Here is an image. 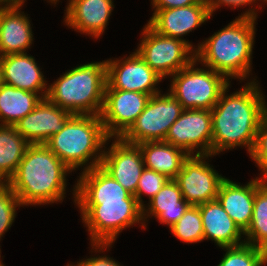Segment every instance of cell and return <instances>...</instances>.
I'll return each mask as SVG.
<instances>
[{
    "instance_id": "1",
    "label": "cell",
    "mask_w": 267,
    "mask_h": 266,
    "mask_svg": "<svg viewBox=\"0 0 267 266\" xmlns=\"http://www.w3.org/2000/svg\"><path fill=\"white\" fill-rule=\"evenodd\" d=\"M261 80L243 82L231 92V83L221 94L212 114V155L246 150L251 155L263 112L267 108V95ZM230 92V93H229Z\"/></svg>"
},
{
    "instance_id": "2",
    "label": "cell",
    "mask_w": 267,
    "mask_h": 266,
    "mask_svg": "<svg viewBox=\"0 0 267 266\" xmlns=\"http://www.w3.org/2000/svg\"><path fill=\"white\" fill-rule=\"evenodd\" d=\"M74 173L45 144H30L8 185L25 207L62 204L70 194L75 204L76 182L70 185ZM69 176V177H68ZM70 187L68 188V186Z\"/></svg>"
},
{
    "instance_id": "3",
    "label": "cell",
    "mask_w": 267,
    "mask_h": 266,
    "mask_svg": "<svg viewBox=\"0 0 267 266\" xmlns=\"http://www.w3.org/2000/svg\"><path fill=\"white\" fill-rule=\"evenodd\" d=\"M257 21L256 18L236 16L208 38L198 40L195 59L224 75L231 83L234 80L239 81V85L258 81V76L253 74L255 68L252 65Z\"/></svg>"
},
{
    "instance_id": "4",
    "label": "cell",
    "mask_w": 267,
    "mask_h": 266,
    "mask_svg": "<svg viewBox=\"0 0 267 266\" xmlns=\"http://www.w3.org/2000/svg\"><path fill=\"white\" fill-rule=\"evenodd\" d=\"M48 83L46 98L74 115H101L106 86V59L76 65Z\"/></svg>"
},
{
    "instance_id": "5",
    "label": "cell",
    "mask_w": 267,
    "mask_h": 266,
    "mask_svg": "<svg viewBox=\"0 0 267 266\" xmlns=\"http://www.w3.org/2000/svg\"><path fill=\"white\" fill-rule=\"evenodd\" d=\"M108 138L100 115L73 114L45 145L77 175L101 164Z\"/></svg>"
},
{
    "instance_id": "6",
    "label": "cell",
    "mask_w": 267,
    "mask_h": 266,
    "mask_svg": "<svg viewBox=\"0 0 267 266\" xmlns=\"http://www.w3.org/2000/svg\"><path fill=\"white\" fill-rule=\"evenodd\" d=\"M89 243H116L128 228L146 230L137 200L75 201ZM138 225V226H137Z\"/></svg>"
},
{
    "instance_id": "7",
    "label": "cell",
    "mask_w": 267,
    "mask_h": 266,
    "mask_svg": "<svg viewBox=\"0 0 267 266\" xmlns=\"http://www.w3.org/2000/svg\"><path fill=\"white\" fill-rule=\"evenodd\" d=\"M169 91L183 109L211 110L231 82L222 74L194 59L168 80ZM169 87V88H168Z\"/></svg>"
},
{
    "instance_id": "8",
    "label": "cell",
    "mask_w": 267,
    "mask_h": 266,
    "mask_svg": "<svg viewBox=\"0 0 267 266\" xmlns=\"http://www.w3.org/2000/svg\"><path fill=\"white\" fill-rule=\"evenodd\" d=\"M133 49L158 75L168 80L195 59V51L184 41L158 34L147 23Z\"/></svg>"
},
{
    "instance_id": "9",
    "label": "cell",
    "mask_w": 267,
    "mask_h": 266,
    "mask_svg": "<svg viewBox=\"0 0 267 266\" xmlns=\"http://www.w3.org/2000/svg\"><path fill=\"white\" fill-rule=\"evenodd\" d=\"M183 110L180 102L169 91L154 94L136 122L121 138L131 144L164 141Z\"/></svg>"
},
{
    "instance_id": "10",
    "label": "cell",
    "mask_w": 267,
    "mask_h": 266,
    "mask_svg": "<svg viewBox=\"0 0 267 266\" xmlns=\"http://www.w3.org/2000/svg\"><path fill=\"white\" fill-rule=\"evenodd\" d=\"M128 54L106 59L105 89L135 91L151 96L160 93L164 79L134 50Z\"/></svg>"
},
{
    "instance_id": "11",
    "label": "cell",
    "mask_w": 267,
    "mask_h": 266,
    "mask_svg": "<svg viewBox=\"0 0 267 266\" xmlns=\"http://www.w3.org/2000/svg\"><path fill=\"white\" fill-rule=\"evenodd\" d=\"M215 155H189L175 178L183 198L190 205H200L215 200L221 182L226 176L212 163ZM211 162V163H210Z\"/></svg>"
},
{
    "instance_id": "12",
    "label": "cell",
    "mask_w": 267,
    "mask_h": 266,
    "mask_svg": "<svg viewBox=\"0 0 267 266\" xmlns=\"http://www.w3.org/2000/svg\"><path fill=\"white\" fill-rule=\"evenodd\" d=\"M151 15L146 23L153 30L162 36L186 42L194 51L197 50L198 44L196 42L194 44L192 40L189 41L186 36H190V32L194 33L199 27L215 18L210 14L207 0H201L186 7L152 9Z\"/></svg>"
},
{
    "instance_id": "13",
    "label": "cell",
    "mask_w": 267,
    "mask_h": 266,
    "mask_svg": "<svg viewBox=\"0 0 267 266\" xmlns=\"http://www.w3.org/2000/svg\"><path fill=\"white\" fill-rule=\"evenodd\" d=\"M189 155L212 154V114L206 109H184L164 140Z\"/></svg>"
},
{
    "instance_id": "14",
    "label": "cell",
    "mask_w": 267,
    "mask_h": 266,
    "mask_svg": "<svg viewBox=\"0 0 267 266\" xmlns=\"http://www.w3.org/2000/svg\"><path fill=\"white\" fill-rule=\"evenodd\" d=\"M151 95L135 91L105 89L101 119L109 138H121L136 122Z\"/></svg>"
},
{
    "instance_id": "15",
    "label": "cell",
    "mask_w": 267,
    "mask_h": 266,
    "mask_svg": "<svg viewBox=\"0 0 267 266\" xmlns=\"http://www.w3.org/2000/svg\"><path fill=\"white\" fill-rule=\"evenodd\" d=\"M100 166L126 191L135 195L145 168L143 156L137 144L127 143L122 138H108Z\"/></svg>"
},
{
    "instance_id": "16",
    "label": "cell",
    "mask_w": 267,
    "mask_h": 266,
    "mask_svg": "<svg viewBox=\"0 0 267 266\" xmlns=\"http://www.w3.org/2000/svg\"><path fill=\"white\" fill-rule=\"evenodd\" d=\"M63 20L64 27L98 41L108 29L112 17L114 0H66ZM102 37V38H101Z\"/></svg>"
},
{
    "instance_id": "17",
    "label": "cell",
    "mask_w": 267,
    "mask_h": 266,
    "mask_svg": "<svg viewBox=\"0 0 267 266\" xmlns=\"http://www.w3.org/2000/svg\"><path fill=\"white\" fill-rule=\"evenodd\" d=\"M23 7L0 5V57L29 53L34 48L32 19Z\"/></svg>"
},
{
    "instance_id": "18",
    "label": "cell",
    "mask_w": 267,
    "mask_h": 266,
    "mask_svg": "<svg viewBox=\"0 0 267 266\" xmlns=\"http://www.w3.org/2000/svg\"><path fill=\"white\" fill-rule=\"evenodd\" d=\"M72 115L43 98L34 110L16 122L14 127L30 144H45L64 127Z\"/></svg>"
},
{
    "instance_id": "19",
    "label": "cell",
    "mask_w": 267,
    "mask_h": 266,
    "mask_svg": "<svg viewBox=\"0 0 267 266\" xmlns=\"http://www.w3.org/2000/svg\"><path fill=\"white\" fill-rule=\"evenodd\" d=\"M2 82L18 89L37 93L46 98L49 81L42 67L30 53L0 57Z\"/></svg>"
},
{
    "instance_id": "20",
    "label": "cell",
    "mask_w": 267,
    "mask_h": 266,
    "mask_svg": "<svg viewBox=\"0 0 267 266\" xmlns=\"http://www.w3.org/2000/svg\"><path fill=\"white\" fill-rule=\"evenodd\" d=\"M251 177L244 184L226 177L221 182L216 197L243 233L250 226L255 200V177Z\"/></svg>"
},
{
    "instance_id": "21",
    "label": "cell",
    "mask_w": 267,
    "mask_h": 266,
    "mask_svg": "<svg viewBox=\"0 0 267 266\" xmlns=\"http://www.w3.org/2000/svg\"><path fill=\"white\" fill-rule=\"evenodd\" d=\"M202 217L204 241L217 248L234 247L245 243L244 233L223 209L217 199L198 205Z\"/></svg>"
},
{
    "instance_id": "22",
    "label": "cell",
    "mask_w": 267,
    "mask_h": 266,
    "mask_svg": "<svg viewBox=\"0 0 267 266\" xmlns=\"http://www.w3.org/2000/svg\"><path fill=\"white\" fill-rule=\"evenodd\" d=\"M77 174L75 201L137 200L100 165Z\"/></svg>"
},
{
    "instance_id": "23",
    "label": "cell",
    "mask_w": 267,
    "mask_h": 266,
    "mask_svg": "<svg viewBox=\"0 0 267 266\" xmlns=\"http://www.w3.org/2000/svg\"><path fill=\"white\" fill-rule=\"evenodd\" d=\"M190 204L183 198L175 179H169L161 190L143 207V221L148 228L150 220L173 226L185 213ZM155 218V219H154Z\"/></svg>"
},
{
    "instance_id": "24",
    "label": "cell",
    "mask_w": 267,
    "mask_h": 266,
    "mask_svg": "<svg viewBox=\"0 0 267 266\" xmlns=\"http://www.w3.org/2000/svg\"><path fill=\"white\" fill-rule=\"evenodd\" d=\"M141 150L145 168L175 179L189 154L165 141H148L137 144Z\"/></svg>"
},
{
    "instance_id": "25",
    "label": "cell",
    "mask_w": 267,
    "mask_h": 266,
    "mask_svg": "<svg viewBox=\"0 0 267 266\" xmlns=\"http://www.w3.org/2000/svg\"><path fill=\"white\" fill-rule=\"evenodd\" d=\"M42 98L34 92L2 83L0 86V125H13L31 113Z\"/></svg>"
},
{
    "instance_id": "26",
    "label": "cell",
    "mask_w": 267,
    "mask_h": 266,
    "mask_svg": "<svg viewBox=\"0 0 267 266\" xmlns=\"http://www.w3.org/2000/svg\"><path fill=\"white\" fill-rule=\"evenodd\" d=\"M30 143L13 125H0V180L13 177Z\"/></svg>"
},
{
    "instance_id": "27",
    "label": "cell",
    "mask_w": 267,
    "mask_h": 266,
    "mask_svg": "<svg viewBox=\"0 0 267 266\" xmlns=\"http://www.w3.org/2000/svg\"><path fill=\"white\" fill-rule=\"evenodd\" d=\"M255 176V200L245 243L264 249L267 246V178Z\"/></svg>"
},
{
    "instance_id": "28",
    "label": "cell",
    "mask_w": 267,
    "mask_h": 266,
    "mask_svg": "<svg viewBox=\"0 0 267 266\" xmlns=\"http://www.w3.org/2000/svg\"><path fill=\"white\" fill-rule=\"evenodd\" d=\"M169 232L184 244L204 242L203 223L198 205H190L184 215L169 228Z\"/></svg>"
},
{
    "instance_id": "29",
    "label": "cell",
    "mask_w": 267,
    "mask_h": 266,
    "mask_svg": "<svg viewBox=\"0 0 267 266\" xmlns=\"http://www.w3.org/2000/svg\"><path fill=\"white\" fill-rule=\"evenodd\" d=\"M223 256L217 266H265L262 248L243 243L234 247H222ZM216 266V265H215Z\"/></svg>"
},
{
    "instance_id": "30",
    "label": "cell",
    "mask_w": 267,
    "mask_h": 266,
    "mask_svg": "<svg viewBox=\"0 0 267 266\" xmlns=\"http://www.w3.org/2000/svg\"><path fill=\"white\" fill-rule=\"evenodd\" d=\"M23 205L17 195L7 183L0 186V242L2 243L5 234L14 226L17 211Z\"/></svg>"
},
{
    "instance_id": "31",
    "label": "cell",
    "mask_w": 267,
    "mask_h": 266,
    "mask_svg": "<svg viewBox=\"0 0 267 266\" xmlns=\"http://www.w3.org/2000/svg\"><path fill=\"white\" fill-rule=\"evenodd\" d=\"M207 2L212 17L215 16L216 12H221L222 8H228L231 11L236 9L239 10L240 8V10L242 9V12L240 14L238 13V17L258 19L260 16L259 14L263 12V9L267 6V0H207Z\"/></svg>"
},
{
    "instance_id": "32",
    "label": "cell",
    "mask_w": 267,
    "mask_h": 266,
    "mask_svg": "<svg viewBox=\"0 0 267 266\" xmlns=\"http://www.w3.org/2000/svg\"><path fill=\"white\" fill-rule=\"evenodd\" d=\"M168 180L163 174L144 168L134 195L139 205L143 208ZM145 196L148 198L147 200L144 199Z\"/></svg>"
},
{
    "instance_id": "33",
    "label": "cell",
    "mask_w": 267,
    "mask_h": 266,
    "mask_svg": "<svg viewBox=\"0 0 267 266\" xmlns=\"http://www.w3.org/2000/svg\"><path fill=\"white\" fill-rule=\"evenodd\" d=\"M114 245L115 243H89V256L86 255L85 258L82 257L79 261L71 263L74 266H124L109 255Z\"/></svg>"
},
{
    "instance_id": "34",
    "label": "cell",
    "mask_w": 267,
    "mask_h": 266,
    "mask_svg": "<svg viewBox=\"0 0 267 266\" xmlns=\"http://www.w3.org/2000/svg\"><path fill=\"white\" fill-rule=\"evenodd\" d=\"M249 158L258 168V175L267 178V108L261 117L256 142Z\"/></svg>"
},
{
    "instance_id": "35",
    "label": "cell",
    "mask_w": 267,
    "mask_h": 266,
    "mask_svg": "<svg viewBox=\"0 0 267 266\" xmlns=\"http://www.w3.org/2000/svg\"><path fill=\"white\" fill-rule=\"evenodd\" d=\"M150 1V9H169V8H178V7H186L201 0H149Z\"/></svg>"
},
{
    "instance_id": "36",
    "label": "cell",
    "mask_w": 267,
    "mask_h": 266,
    "mask_svg": "<svg viewBox=\"0 0 267 266\" xmlns=\"http://www.w3.org/2000/svg\"><path fill=\"white\" fill-rule=\"evenodd\" d=\"M27 0H0V5H24L26 6Z\"/></svg>"
},
{
    "instance_id": "37",
    "label": "cell",
    "mask_w": 267,
    "mask_h": 266,
    "mask_svg": "<svg viewBox=\"0 0 267 266\" xmlns=\"http://www.w3.org/2000/svg\"><path fill=\"white\" fill-rule=\"evenodd\" d=\"M44 2L46 1V3H48L47 5H51V6H53V8H55L56 6L58 7V4H59V2L61 3V5H62V1L63 0H43Z\"/></svg>"
},
{
    "instance_id": "38",
    "label": "cell",
    "mask_w": 267,
    "mask_h": 266,
    "mask_svg": "<svg viewBox=\"0 0 267 266\" xmlns=\"http://www.w3.org/2000/svg\"><path fill=\"white\" fill-rule=\"evenodd\" d=\"M0 247L2 248L1 243H0ZM1 248H0V266H6L5 265V262L3 263V260L5 258V255L2 256V250H1Z\"/></svg>"
},
{
    "instance_id": "39",
    "label": "cell",
    "mask_w": 267,
    "mask_h": 266,
    "mask_svg": "<svg viewBox=\"0 0 267 266\" xmlns=\"http://www.w3.org/2000/svg\"><path fill=\"white\" fill-rule=\"evenodd\" d=\"M264 251V263H265V266H267V246L263 249Z\"/></svg>"
},
{
    "instance_id": "40",
    "label": "cell",
    "mask_w": 267,
    "mask_h": 266,
    "mask_svg": "<svg viewBox=\"0 0 267 266\" xmlns=\"http://www.w3.org/2000/svg\"><path fill=\"white\" fill-rule=\"evenodd\" d=\"M2 83H3L2 82V68H1V65H0V86H1Z\"/></svg>"
},
{
    "instance_id": "41",
    "label": "cell",
    "mask_w": 267,
    "mask_h": 266,
    "mask_svg": "<svg viewBox=\"0 0 267 266\" xmlns=\"http://www.w3.org/2000/svg\"><path fill=\"white\" fill-rule=\"evenodd\" d=\"M65 266V265H64ZM66 266H74L71 261L69 263L66 264Z\"/></svg>"
}]
</instances>
